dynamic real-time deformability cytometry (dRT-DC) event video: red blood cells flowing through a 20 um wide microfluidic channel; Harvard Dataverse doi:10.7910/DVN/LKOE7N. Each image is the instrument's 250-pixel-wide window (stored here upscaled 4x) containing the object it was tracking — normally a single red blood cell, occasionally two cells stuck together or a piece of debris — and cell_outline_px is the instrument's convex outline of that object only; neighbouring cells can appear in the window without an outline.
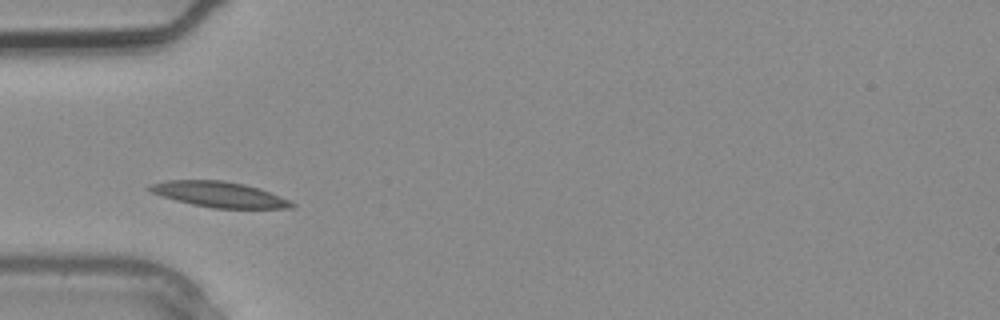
{"species": "common noctule bat (a hibernating species)", "species_latin": "Nyctalus noctula", "temperature_condition": "warm", "stored_images_in_passage": 1, "camera_frame_rate_fps": 3000, "um_per_image_px": 0.085, "animal": {"sex": "male", "body_mass_g": 20.4}, "frame": {"image": 1, "passage_image": 1, "time_ms": 0.0, "image_size_px": [1000, 320], "cell_outline_px": [[296, 204], [292, 208], [212, 208], [192, 204], [176, 200], [152, 192], [148, 188], [148, 184], [168, 180], [220, 180], [244, 184], [280, 196]], "centroid_in_image_um": [18.62, 16.52], "position_along_channel_um": 66.4, "area_um2": 20.75}}